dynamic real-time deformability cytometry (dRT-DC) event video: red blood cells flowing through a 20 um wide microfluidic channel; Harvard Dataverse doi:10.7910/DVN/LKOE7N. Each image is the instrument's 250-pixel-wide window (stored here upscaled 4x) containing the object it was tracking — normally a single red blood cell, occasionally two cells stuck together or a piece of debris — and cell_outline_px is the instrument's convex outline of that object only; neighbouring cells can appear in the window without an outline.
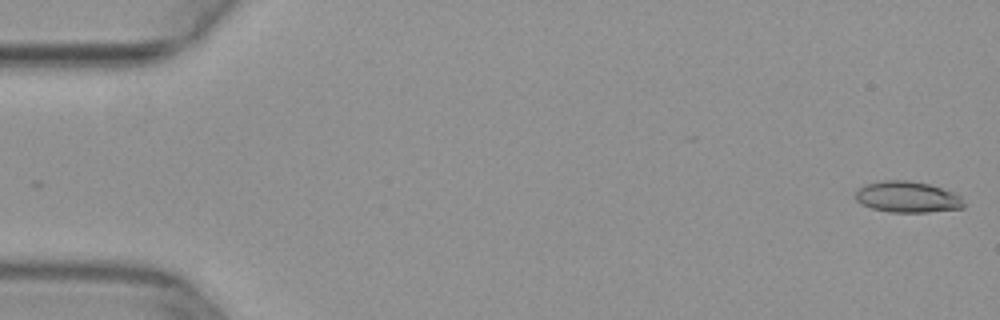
{"species": "common noctule bat (a hibernating species)", "species_latin": "Nyctalus noctula", "temperature_condition": "warm", "stored_images_in_passage": 47, "camera_frame_rate_fps": 3000, "um_per_image_px": 0.085, "animal": {"sex": "female", "body_mass_g": 29.2, "forearm_length_mm": 56.3}, "frame": {"image": 1, "passage_image": 1, "time_ms": 0.0, "image_size_px": [1000, 320], "cell_outline_px": [[964, 208], [928, 212], [888, 212], [872, 208], [856, 200], [856, 192], [864, 184], [884, 180], [908, 180], [928, 184], [952, 192], [960, 196], [964, 204]], "centroid_in_image_um": [77.13, 16.74], "position_along_channel_um": 7.9, "area_um2": 19.48}}
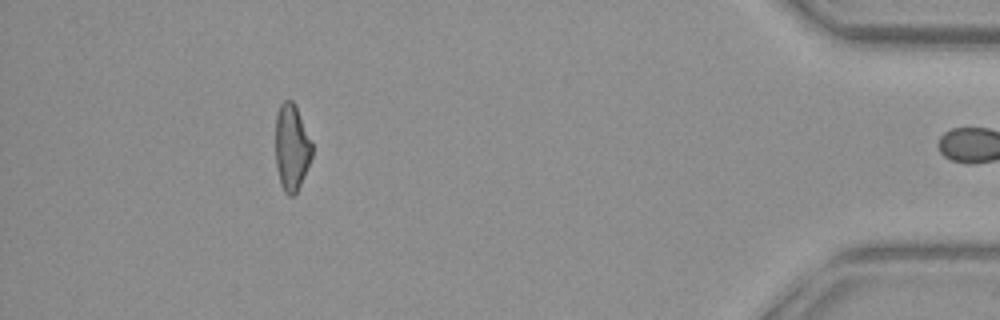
{"frame": {"image": 2, "passage_image": 46, "time_ms": 15.0, "image_size_px": [1000, 320], "cell_outline_px": [[312, 156], [300, 184], [296, 192], [292, 196], [288, 196], [284, 192], [280, 184], [276, 168], [276, 116], [280, 104], [284, 100], [292, 100], [296, 104], [312, 144]], "centroid_in_image_um": [24.78, 12.52], "position_along_channel_um": 410.4, "area_um2": 18.38}}